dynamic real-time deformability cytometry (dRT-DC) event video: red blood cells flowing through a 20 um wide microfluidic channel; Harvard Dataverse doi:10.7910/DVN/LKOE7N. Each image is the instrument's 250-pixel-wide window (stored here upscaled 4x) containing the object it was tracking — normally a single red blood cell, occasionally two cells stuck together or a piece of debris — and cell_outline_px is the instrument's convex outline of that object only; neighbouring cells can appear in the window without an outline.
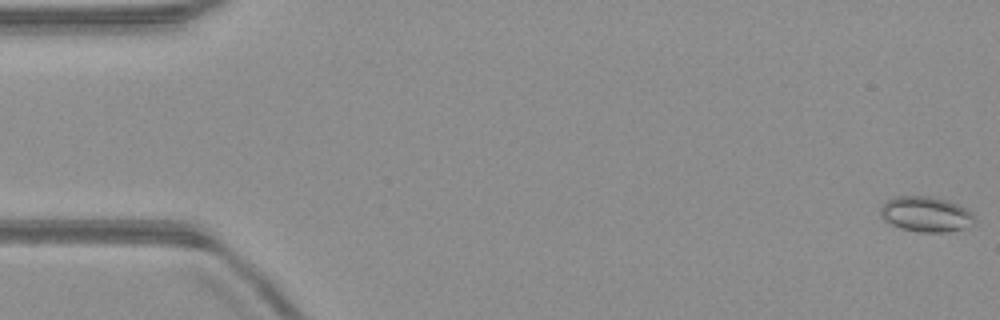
{"species": "common noctule bat (a hibernating species)", "species_latin": "Nyctalus noctula", "temperature_condition": "warm", "stored_images_in_passage": 51, "camera_frame_rate_fps": 3000, "um_per_image_px": 0.085, "animal": {"sex": "male", "body_mass_g": 23.1, "forearm_length_mm": 52.7}, "frame": {"image": 1, "passage_image": 1, "time_ms": 0.0, "image_size_px": [1000, 320], "cell_outline_px": [[976, 224], [964, 228], [948, 232], [920, 232], [900, 228], [884, 220], [880, 216], [880, 204], [884, 200], [896, 196], [928, 196], [948, 200], [972, 212], [976, 220]], "centroid_in_image_um": [78.68, 18.2], "position_along_channel_um": 6.3, "area_um2": 19.65}}
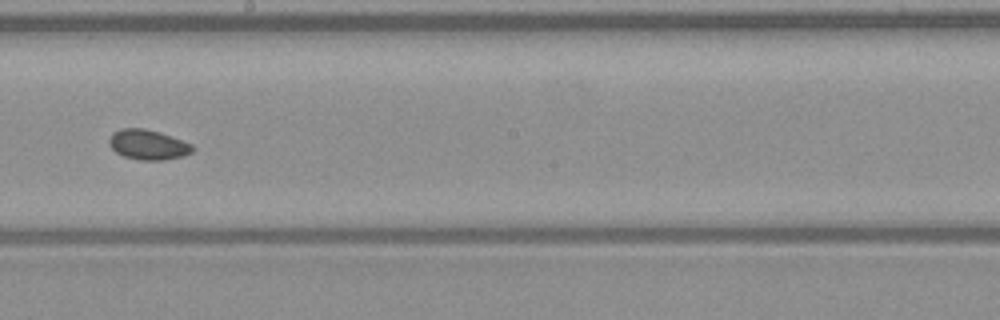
{"frame": {"image": 2, "passage_image": 29, "time_ms": 9.333, "image_size_px": [1000, 320], "cell_outline_px": [[196, 148], [192, 152], [184, 156], [164, 160], [140, 160], [124, 156], [116, 152], [108, 144], [108, 140], [112, 132], [120, 128], [144, 128], [160, 132], [192, 144]], "centroid_in_image_um": [12.58, 12.29], "position_along_channel_um": 235.6, "area_um2": 14.74}}
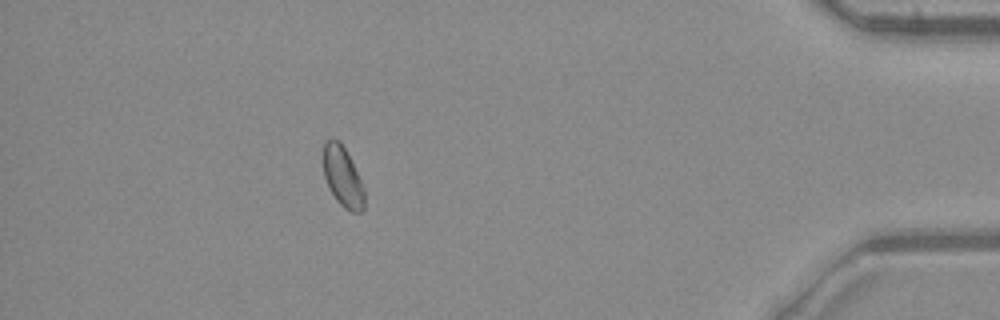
{"frame": {"image": 3, "passage_image": 46, "time_ms": 15.0, "image_size_px": [1000, 320], "cell_outline_px": [[364, 208], [360, 212], [352, 212], [344, 208], [336, 200], [324, 176], [324, 144], [328, 140], [340, 140], [364, 188]], "centroid_in_image_um": [29.14, 15.06], "position_along_channel_um": 406.1, "area_um2": 13.87}, "authors_computed_cell_mechanics": {"area_um2": 14.739, "velocity_mm_per_s": 4.0144, "shape_relaxation_time_tau1_ms": null, "shape_relaxation_time_tau2_ms": 5.4272, "deformation_change_tau1": null, "deformation_change_tau2": 0.0785}}